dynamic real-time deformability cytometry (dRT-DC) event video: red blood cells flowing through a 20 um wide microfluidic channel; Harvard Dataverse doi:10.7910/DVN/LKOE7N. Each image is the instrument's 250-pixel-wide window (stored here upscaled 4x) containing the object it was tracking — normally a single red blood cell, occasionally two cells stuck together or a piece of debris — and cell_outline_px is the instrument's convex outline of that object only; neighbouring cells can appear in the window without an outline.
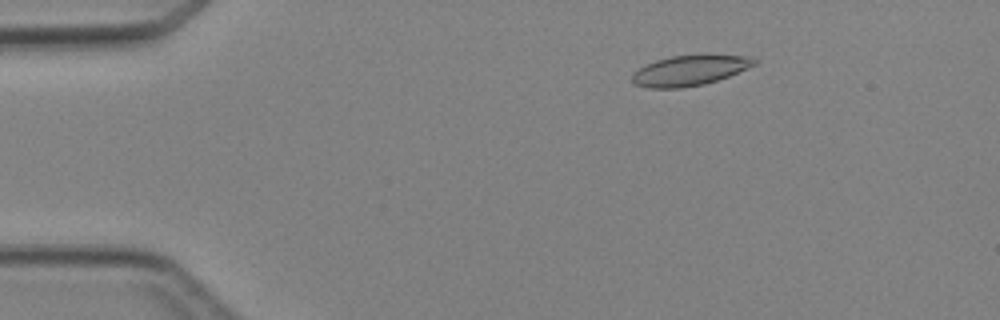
{"species": "Egyptian fruit bat (a non-hibernating species)", "species_latin": "Rousettus aegyptiacus", "temperature_condition": "cold", "stored_images_in_passage": 46, "camera_frame_rate_fps": 3000, "um_per_image_px": 0.085, "animal": {"sex": "female"}, "frame": {"image": 1, "passage_image": 8, "time_ms": 2.333, "image_size_px": [1000, 320], "cell_outline_px": [[756, 64], [748, 68], [728, 76], [704, 84], [680, 88], [648, 88], [632, 84], [632, 72], [656, 60], [672, 56], [700, 52], [704, 52], [752, 56], [756, 60]], "centroid_in_image_um": [58.66, 5.94], "position_along_channel_um": 26.3, "area_um2": 22.31}}
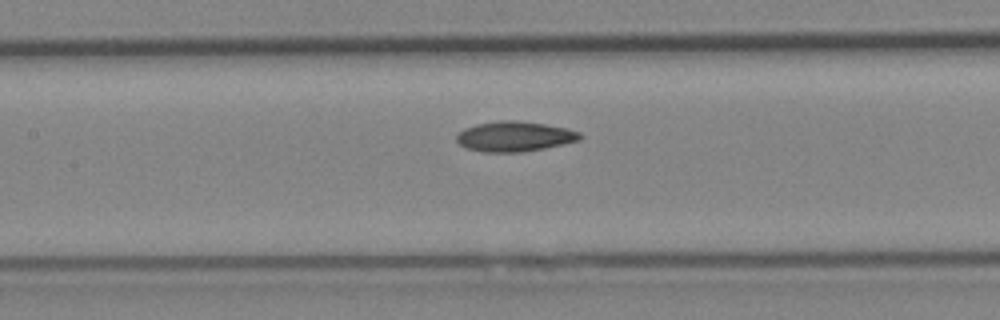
{"frame": {"image": 2, "passage_image": 22, "time_ms": 7.0, "image_size_px": [1000, 320], "cell_outline_px": [[584, 136], [580, 140], [544, 148], [520, 152], [484, 152], [468, 148], [460, 144], [456, 140], [456, 136], [464, 128], [476, 124], [504, 120], [516, 120], [544, 124], [568, 128], [580, 132]], "centroid_in_image_um": [43.76, 11.59], "position_along_channel_um": 163.6, "area_um2": 21.56}}
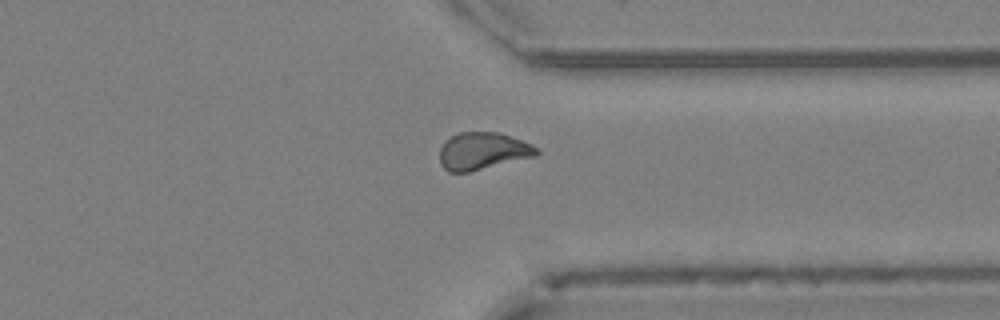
{"frame": {"image": 3, "passage_image": 36, "time_ms": 11.667, "image_size_px": [1000, 320], "cell_outline_px": [[540, 152], [536, 156], [468, 172], [448, 172], [440, 164], [440, 148], [444, 140], [460, 132], [500, 132], [532, 144], [540, 148]], "centroid_in_image_um": [41.04, 12.83], "position_along_channel_um": 370.4, "area_um2": 21.21}}